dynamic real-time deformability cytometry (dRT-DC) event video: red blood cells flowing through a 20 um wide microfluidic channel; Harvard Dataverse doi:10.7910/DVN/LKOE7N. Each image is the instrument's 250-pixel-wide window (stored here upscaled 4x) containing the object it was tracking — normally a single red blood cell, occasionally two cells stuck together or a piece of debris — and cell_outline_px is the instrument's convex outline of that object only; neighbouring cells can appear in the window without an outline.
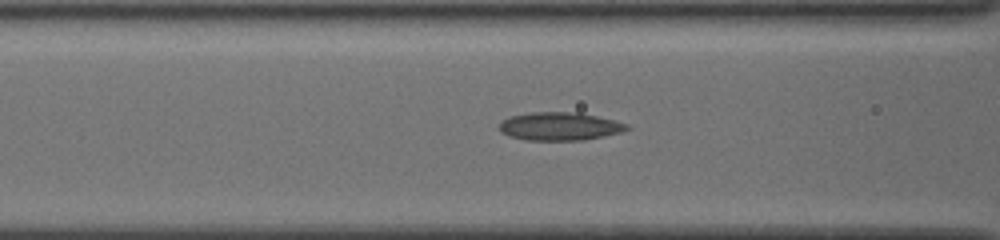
{"species": "common noctule bat (a hibernating species)", "species_latin": "Nyctalus noctula", "temperature_condition": "cold", "stored_images_in_passage": 35, "camera_frame_rate_fps": 3000, "um_per_image_px": 0.085, "animal": {"sex": "female", "body_mass_g": 19.5, "forearm_length_mm": 54.1}, "frame": {"image": 1, "passage_image": 17, "time_ms": 5.333, "image_size_px": [1000, 240], "cell_outline_px": [[628, 128], [620, 132], [584, 140], [524, 140], [508, 136], [500, 132], [500, 124], [504, 120], [512, 116], [532, 112], [580, 112], [628, 124]], "centroid_in_image_um": [47.54, 10.74], "position_along_channel_um": 119.1, "area_um2": 20.69}}
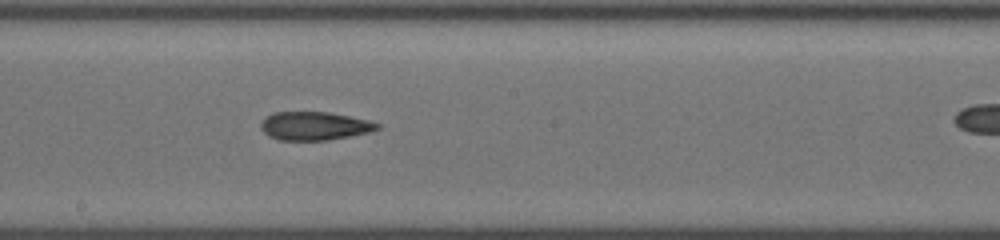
{"frame": {"image": 2, "passage_image": 23, "time_ms": 7.333, "image_size_px": [1000, 240], "cell_outline_px": [[380, 128], [368, 132], [328, 140], [280, 140], [268, 136], [260, 128], [260, 124], [264, 116], [272, 112], [328, 112], [368, 120], [380, 124]], "centroid_in_image_um": [26.67, 10.7], "position_along_channel_um": 221.5, "area_um2": 19.25}}
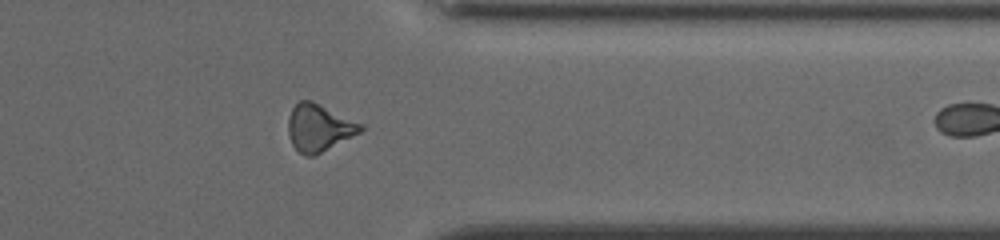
{"frame": {"image": 3, "passage_image": 34, "time_ms": 11.0, "image_size_px": [1000, 240], "cell_outline_px": [[364, 128], [360, 132], [312, 156], [304, 156], [292, 144], [288, 132], [288, 120], [292, 108], [300, 100], [312, 100], [364, 124]], "centroid_in_image_um": [27.11, 10.83], "position_along_channel_um": 384.3, "area_um2": 19.65}}